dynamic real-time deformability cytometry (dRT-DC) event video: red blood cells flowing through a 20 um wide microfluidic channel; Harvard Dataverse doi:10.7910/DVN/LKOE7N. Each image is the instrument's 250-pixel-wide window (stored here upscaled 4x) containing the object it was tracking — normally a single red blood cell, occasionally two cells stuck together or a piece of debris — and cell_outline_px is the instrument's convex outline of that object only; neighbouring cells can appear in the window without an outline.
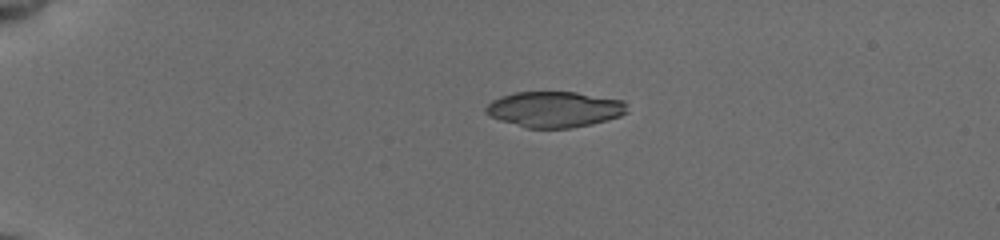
{"species": "common noctule bat (a hibernating species)", "species_latin": "Nyctalus noctula", "temperature_condition": "cold", "stored_images_in_passage": 27, "camera_frame_rate_fps": 3000, "um_per_image_px": 0.085, "animal": {"sex": "female", "body_mass_g": 19.5, "forearm_length_mm": 54.1}, "frame": {"image": 1, "passage_image": 1, "time_ms": 0.0, "image_size_px": [1000, 240], "cell_outline_px": [[628, 112], [620, 116], [608, 120], [592, 124], [572, 128], [528, 128], [500, 120], [488, 116], [484, 112], [484, 108], [492, 100], [500, 96], [516, 92], [576, 92], [624, 100]], "centroid_in_image_um": [47.13, 9.29], "position_along_channel_um": 37.9, "area_um2": 29.65}}
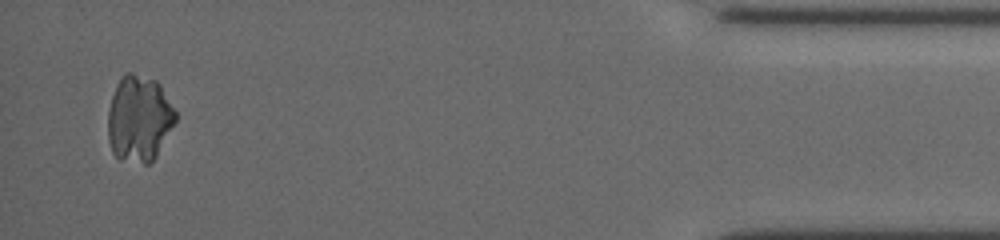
{"frame": {"image": 2, "passage_image": 27, "time_ms": 13.333, "image_size_px": [1000, 240], "cell_outline_px": [[176, 120], [156, 156], [148, 164], [144, 164], [120, 160], [112, 152], [108, 140], [108, 112], [112, 96], [116, 84], [124, 72], [132, 72], [156, 80], [160, 84], [176, 112]], "centroid_in_image_um": [11.81, 10.08], "position_along_channel_um": 423.4, "area_um2": 34.1}}